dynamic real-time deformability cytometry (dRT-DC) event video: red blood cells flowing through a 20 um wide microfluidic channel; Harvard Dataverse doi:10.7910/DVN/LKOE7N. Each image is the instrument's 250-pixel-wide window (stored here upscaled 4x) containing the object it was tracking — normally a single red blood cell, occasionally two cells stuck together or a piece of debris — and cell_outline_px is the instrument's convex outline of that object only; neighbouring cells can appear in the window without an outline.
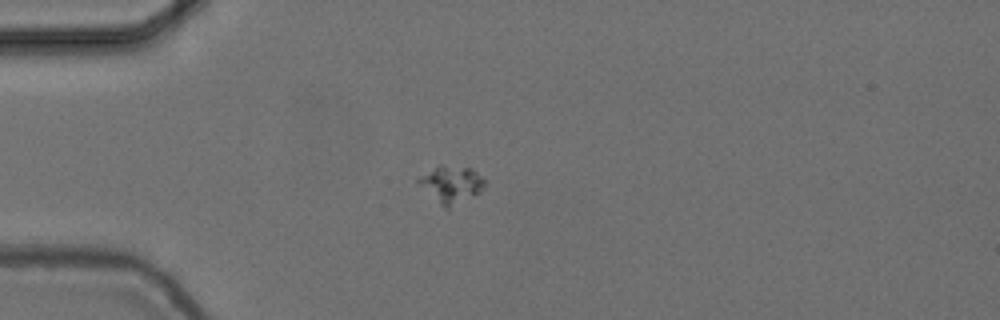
{"species": "common noctule bat (a hibernating species)", "species_latin": "Nyctalus noctula", "temperature_condition": "cold", "stored_images_in_passage": 42, "camera_frame_rate_fps": 3000, "um_per_image_px": 0.085, "animal": {"sex": "female", "body_mass_g": 24.6, "forearm_length_mm": 56.2}, "frame": {"image": 1, "passage_image": 1, "time_ms": 0.0, "image_size_px": [1000, 320], "cell_outline_px": [[488, 180], [484, 188], [480, 192], [448, 208], [444, 208], [416, 180], [440, 164], [472, 168]], "centroid_in_image_um": [38.45, 15.64], "position_along_channel_um": 46.6, "area_um2": 13.99}}
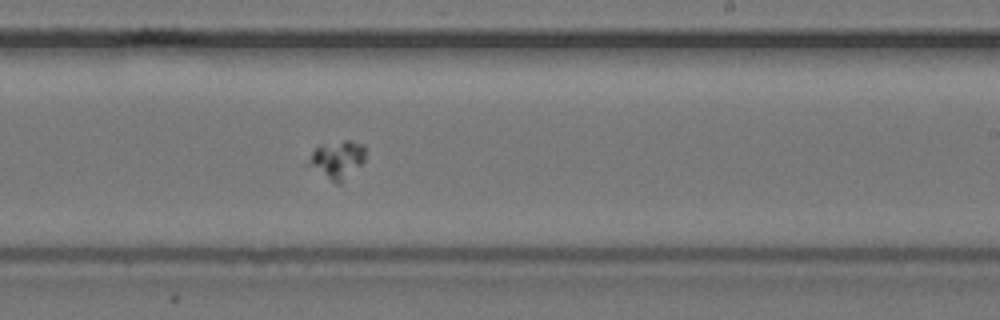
{"frame": {"image": 2, "passage_image": 20, "time_ms": 6.333, "image_size_px": [1000, 320], "cell_outline_px": [[364, 160], [340, 184], [336, 184], [304, 164], [316, 144], [344, 140], [348, 140], [364, 144]], "centroid_in_image_um": [28.57, 13.54], "position_along_channel_um": 260.4, "area_um2": 12.83}}
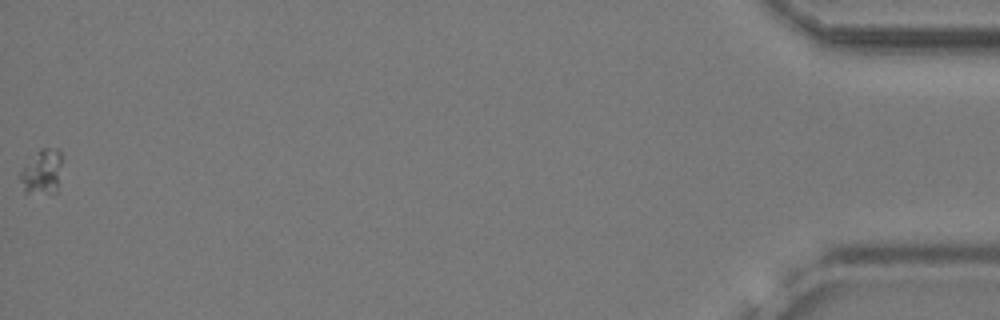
{"frame": {"image": 3, "passage_image": 42, "time_ms": 13.667, "image_size_px": [1000, 320], "cell_outline_px": [[60, 164], [56, 192], [24, 192], [16, 176], [36, 152], [40, 148], [60, 148]], "centroid_in_image_um": [3.5, 14.59], "position_along_channel_um": 431.7, "area_um2": 10.75}}